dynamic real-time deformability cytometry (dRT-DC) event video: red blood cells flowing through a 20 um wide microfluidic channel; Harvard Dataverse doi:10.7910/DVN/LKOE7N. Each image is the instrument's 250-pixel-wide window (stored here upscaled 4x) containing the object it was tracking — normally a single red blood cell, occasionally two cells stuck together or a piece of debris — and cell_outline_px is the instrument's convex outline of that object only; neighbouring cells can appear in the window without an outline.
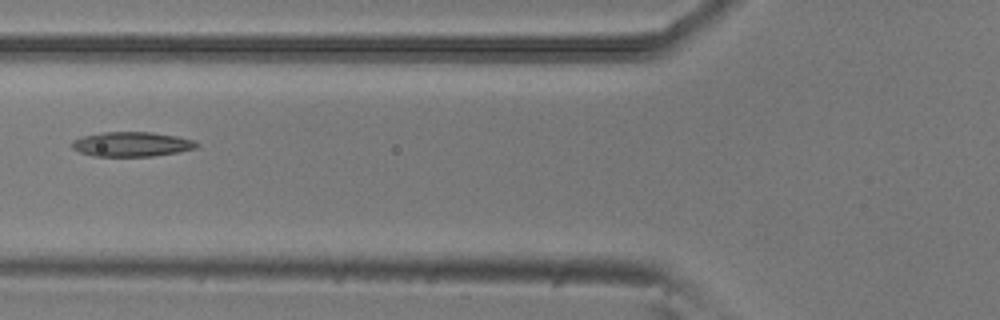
{"species": "common noctule bat (a hibernating species)", "species_latin": "Nyctalus noctula", "temperature_condition": "room temperature", "stored_images_in_passage": 5, "camera_frame_rate_fps": 3000, "um_per_image_px": 0.085, "animal": {"sex": "male", "body_mass_g": 20.5, "forearm_length_mm": 52.5}, "frame": {"image": 1, "passage_image": 4, "time_ms": 1.0, "image_size_px": [1000, 320], "cell_outline_px": [[200, 144], [196, 148], [180, 152], [152, 156], [92, 156], [80, 152], [72, 148], [72, 140], [84, 136], [100, 132], [152, 132], [176, 136], [196, 140]], "centroid_in_image_um": [11.23, 12.25], "position_along_channel_um": 114.6, "area_um2": 18.03}}
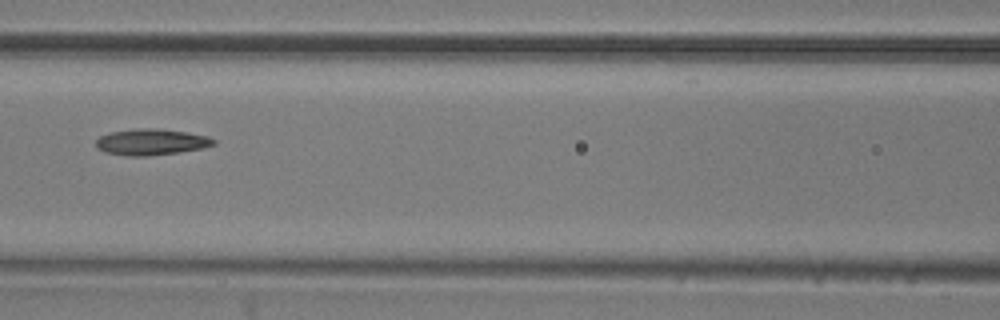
{"frame": {"image": 2, "passage_image": 5, "time_ms": 1.333, "image_size_px": [1000, 320], "cell_outline_px": [[216, 144], [204, 148], [180, 152], [148, 156], [128, 156], [104, 152], [96, 148], [96, 140], [100, 136], [112, 132], [136, 128], [156, 128], [184, 132], [208, 136], [216, 140]], "centroid_in_image_um": [12.86, 12.08], "position_along_channel_um": 153.7, "area_um2": 18.03}}